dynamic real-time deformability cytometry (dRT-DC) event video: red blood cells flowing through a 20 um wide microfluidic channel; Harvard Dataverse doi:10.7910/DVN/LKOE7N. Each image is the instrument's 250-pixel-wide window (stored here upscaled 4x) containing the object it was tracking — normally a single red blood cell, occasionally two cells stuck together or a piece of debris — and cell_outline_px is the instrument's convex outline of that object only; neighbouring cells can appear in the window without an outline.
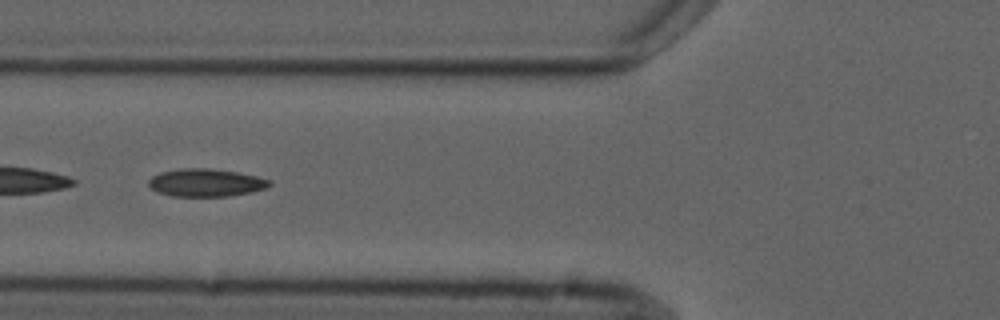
{"species": "common noctule bat (a hibernating species)", "species_latin": "Nyctalus noctula", "temperature_condition": "cold", "stored_images_in_passage": 5, "camera_frame_rate_fps": 3000, "um_per_image_px": 0.085, "animal": {"sex": "male", "forearm_length_mm": 52.5}, "frame": {"image": 1, "passage_image": 3, "time_ms": 2.333, "image_size_px": [1000, 320], "cell_outline_px": [[272, 184], [268, 188], [252, 192], [228, 196], [172, 196], [160, 192], [152, 188], [148, 184], [148, 180], [152, 176], [160, 172], [180, 168], [212, 168], [236, 172], [256, 176], [272, 180]], "centroid_in_image_um": [17.53, 15.52], "position_along_channel_um": 108.3, "area_um2": 19.65}}
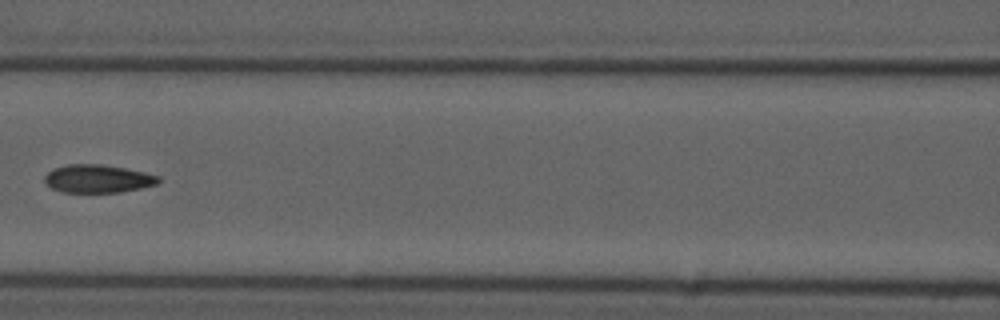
{"frame": {"image": 2, "passage_image": 4, "time_ms": 3.667, "image_size_px": [1000, 320], "cell_outline_px": [[160, 180], [156, 184], [140, 188], [120, 192], [64, 192], [52, 188], [44, 180], [44, 176], [52, 168], [68, 164], [100, 164], [124, 168], [144, 172], [160, 176]], "centroid_in_image_um": [8.3, 15.18], "position_along_channel_um": 158.3, "area_um2": 18.5}}
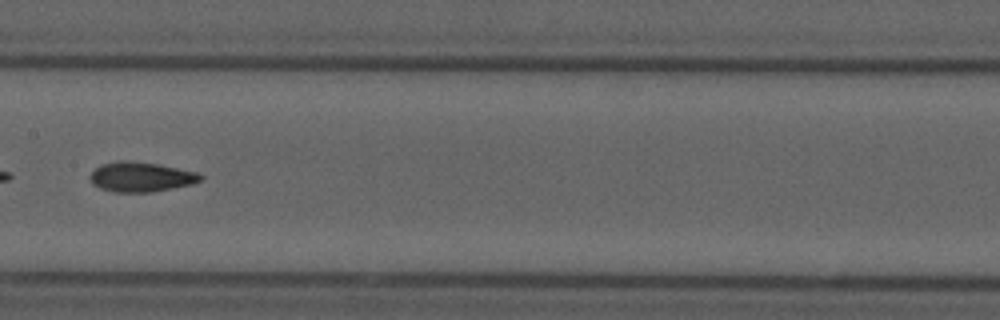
{"frame": {"image": 3, "passage_image": 5, "time_ms": 4.667, "image_size_px": [1000, 320], "cell_outline_px": [[204, 176], [200, 180], [192, 184], [152, 192], [116, 192], [100, 188], [92, 184], [88, 176], [100, 164], [116, 160], [124, 160], [160, 164], [196, 172]], "centroid_in_image_um": [11.94, 15.03], "position_along_channel_um": 195.5, "area_um2": 19.25}}